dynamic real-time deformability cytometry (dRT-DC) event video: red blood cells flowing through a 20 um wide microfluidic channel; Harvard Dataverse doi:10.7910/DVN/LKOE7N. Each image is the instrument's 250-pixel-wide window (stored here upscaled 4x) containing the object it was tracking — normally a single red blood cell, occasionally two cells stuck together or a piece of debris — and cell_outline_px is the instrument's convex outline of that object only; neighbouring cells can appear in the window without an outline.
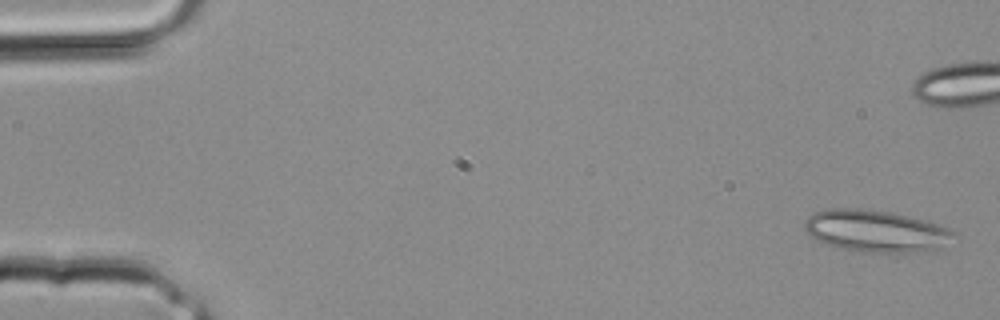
{"species": "common noctule bat (a hibernating species)", "species_latin": "Nyctalus noctula", "temperature_condition": "room temperature", "stored_images_in_passage": 35, "segment_of_instrument_passage": [1, 2], "camera_frame_rate_fps": 3000, "um_per_image_px": 0.085, "animal": {"sex": "male", "body_mass_g": 20.4}, "frame": {"image": 1, "passage_image": 1, "time_ms": 0.0, "image_size_px": [1000, 320], "cell_outline_px": [[960, 236], [936, 252], [864, 252], [836, 248], [816, 240], [804, 228], [804, 220], [808, 216], [816, 212], [828, 208], [860, 208], [892, 212], [924, 220], [948, 228], [956, 232]], "centroid_in_image_um": [74.52, 19.65], "position_along_channel_um": 10.5, "area_um2": 37.17}}